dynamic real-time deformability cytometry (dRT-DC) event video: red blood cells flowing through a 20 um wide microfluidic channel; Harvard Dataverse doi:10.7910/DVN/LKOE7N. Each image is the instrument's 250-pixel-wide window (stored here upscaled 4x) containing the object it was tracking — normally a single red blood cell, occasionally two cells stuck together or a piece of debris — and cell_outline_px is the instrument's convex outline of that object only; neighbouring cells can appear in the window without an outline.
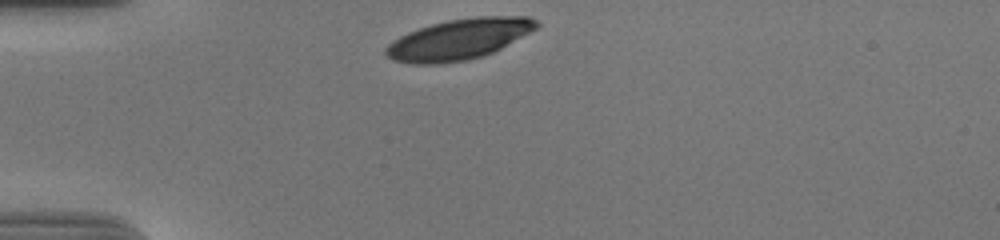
{"species": "human", "species_latin": "Homo sapiens", "temperature_condition": "cold", "stored_images_in_passage": 32, "camera_frame_rate_fps": 3000, "um_per_image_px": 0.085, "donor": {"sex": "male"}, "frame": {"image": 1, "passage_image": 1, "time_ms": 0.0, "image_size_px": [1000, 240], "cell_outline_px": [[540, 24], [536, 28], [500, 48], [484, 56], [468, 60], [436, 64], [412, 64], [392, 60], [384, 56], [384, 48], [392, 40], [408, 32], [432, 24], [448, 20], [476, 16], [528, 16], [536, 20]], "centroid_in_image_um": [38.95, 3.34], "position_along_channel_um": 46.0, "area_um2": 35.66}}
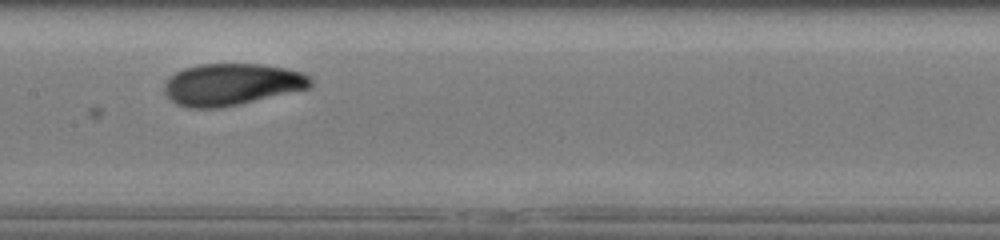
{"frame": {"image": 2, "passage_image": 15, "time_ms": 4.667, "image_size_px": [1000, 240], "cell_outline_px": [[312, 88], [240, 104], [220, 108], [188, 108], [176, 104], [164, 92], [164, 84], [168, 76], [184, 68], [200, 64], [264, 64], [304, 72], [312, 80]], "centroid_in_image_um": [19.71, 7.17], "position_along_channel_um": 187.7, "area_um2": 36.01}}
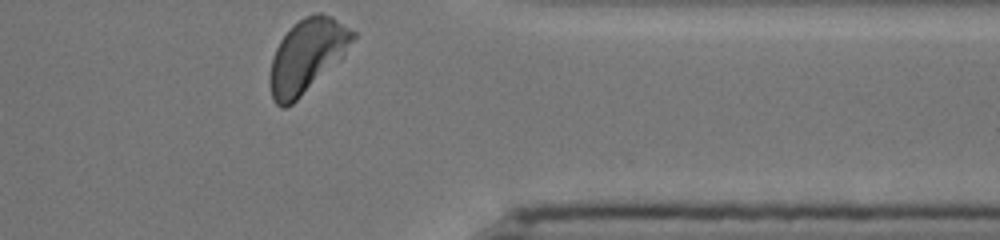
{"frame": {"image": 3, "passage_image": 32, "time_ms": 10.333, "image_size_px": [1000, 240], "cell_outline_px": [[356, 36], [344, 56], [292, 104], [284, 108], [280, 108], [272, 100], [268, 84], [268, 76], [272, 56], [280, 40], [304, 16], [316, 12], [320, 12], [332, 16], [356, 32]], "centroid_in_image_um": [26.08, 4.76], "position_along_channel_um": 385.3, "area_um2": 35.49}, "authors_computed_cell_mechanics": {"area_um2": 35.8649, "velocity_mm_per_s": 3.6427, "shape_relaxation_time_tau1_ms": 3.5352, "shape_relaxation_time_tau2_ms": 1.4514, "deformation_change_tau1": 0.1543, "deformation_change_tau2": 0.0622}}